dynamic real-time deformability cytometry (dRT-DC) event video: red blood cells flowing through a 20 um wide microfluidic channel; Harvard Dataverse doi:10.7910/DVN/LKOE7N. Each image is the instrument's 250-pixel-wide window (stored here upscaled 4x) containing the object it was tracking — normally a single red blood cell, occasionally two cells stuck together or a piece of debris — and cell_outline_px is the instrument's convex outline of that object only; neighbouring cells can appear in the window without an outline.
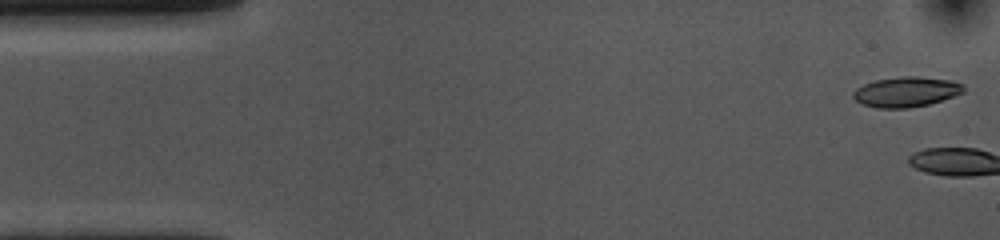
{"species": "common noctule bat (a hibernating species)", "species_latin": "Nyctalus noctula", "temperature_condition": "cold", "stored_images_in_passage": 3, "camera_frame_rate_fps": 3000, "um_per_image_px": 0.085, "animal": {"sex": "female", "body_mass_g": 10.0, "forearm_length_mm": 53.1}, "frame": {"image": 1, "passage_image": 1, "time_ms": 0.0, "image_size_px": [1000, 240], "cell_outline_px": [[964, 92], [928, 104], [908, 108], [876, 108], [864, 104], [856, 100], [852, 96], [852, 92], [856, 88], [864, 84], [876, 80], [900, 76], [916, 76], [948, 80], [964, 84]], "centroid_in_image_um": [76.99, 7.8], "position_along_channel_um": 8.0, "area_um2": 19.19}}